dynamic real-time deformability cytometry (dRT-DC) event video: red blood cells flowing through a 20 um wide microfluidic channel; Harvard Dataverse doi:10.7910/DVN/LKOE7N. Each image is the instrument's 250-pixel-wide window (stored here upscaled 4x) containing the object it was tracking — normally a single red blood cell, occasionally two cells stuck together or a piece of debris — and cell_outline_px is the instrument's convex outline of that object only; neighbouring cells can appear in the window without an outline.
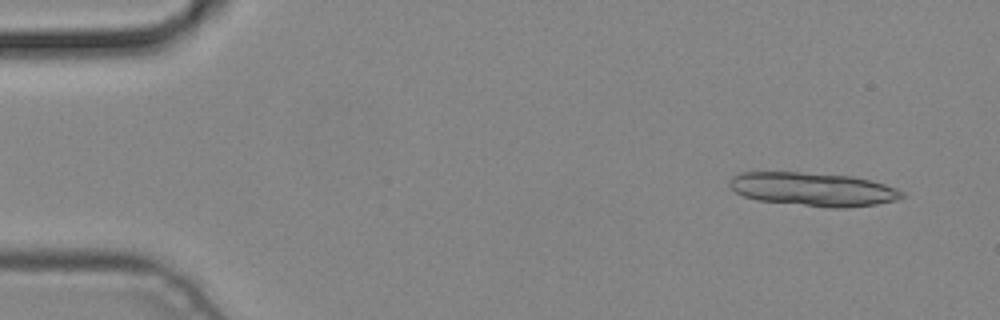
{"species": "common noctule bat (a hibernating species)", "species_latin": "Nyctalus noctula", "temperature_condition": "cold", "stored_images_in_passage": 5, "camera_frame_rate_fps": 3000, "um_per_image_px": 0.085, "animal": {"sex": "male", "body_mass_g": 19.2, "forearm_length_mm": 51.8}, "frame": {"image": 1, "passage_image": 1, "time_ms": 0.0, "image_size_px": [1000, 320], "cell_outline_px": [[904, 196], [896, 200], [876, 204], [844, 208], [828, 208], [756, 200], [744, 196], [736, 192], [728, 184], [728, 180], [732, 176], [740, 172], [800, 172], [852, 176], [884, 184], [896, 188], [904, 192]], "centroid_in_image_um": [69.08, 16.09], "position_along_channel_um": 15.9, "area_um2": 33.81}}
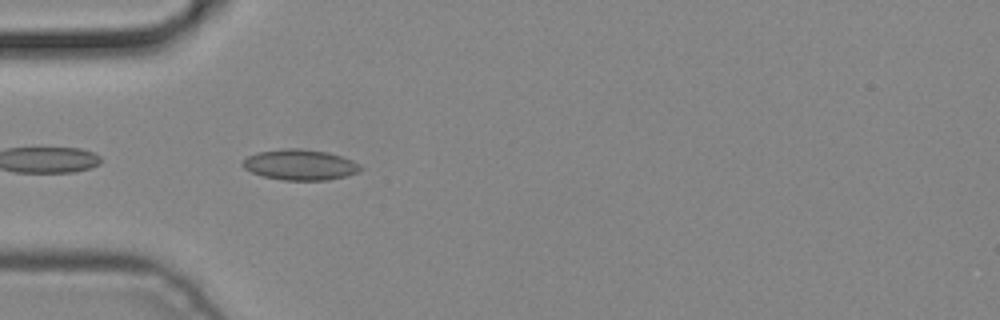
{"frame": {"image": 2, "passage_image": 4, "time_ms": 1.0, "image_size_px": [1000, 320], "cell_outline_px": [[364, 168], [356, 172], [344, 176], [328, 180], [284, 180], [264, 176], [252, 172], [244, 168], [240, 164], [248, 156], [256, 152], [280, 148], [300, 148], [328, 152], [352, 160], [360, 164]], "centroid_in_image_um": [25.49, 13.99], "position_along_channel_um": 59.5, "area_um2": 21.04}}
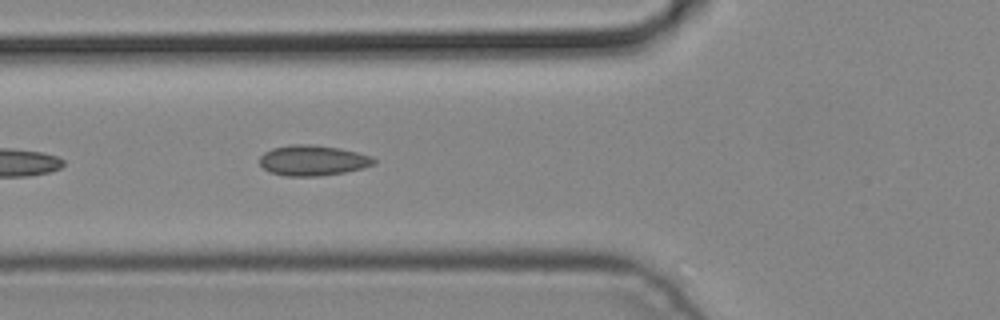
{"frame": {"image": 3, "passage_image": 5, "time_ms": 1.333, "image_size_px": [1000, 320], "cell_outline_px": [[376, 164], [364, 168], [344, 172], [320, 176], [284, 176], [268, 172], [260, 164], [260, 156], [264, 152], [272, 148], [292, 144], [312, 144], [340, 148], [372, 156], [376, 160]], "centroid_in_image_um": [26.59, 13.64], "position_along_channel_um": 99.2, "area_um2": 20.46}}